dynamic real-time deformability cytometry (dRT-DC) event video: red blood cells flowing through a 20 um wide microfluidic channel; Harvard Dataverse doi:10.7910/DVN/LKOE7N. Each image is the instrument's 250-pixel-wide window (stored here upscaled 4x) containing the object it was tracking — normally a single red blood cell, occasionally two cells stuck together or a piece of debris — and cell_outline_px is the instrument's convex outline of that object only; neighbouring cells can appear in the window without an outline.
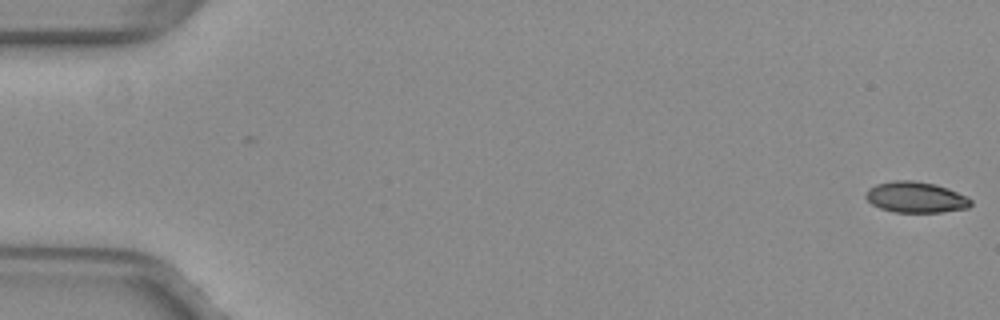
{"species": "common noctule bat (a hibernating species)", "species_latin": "Nyctalus noctula", "temperature_condition": "warm", "stored_images_in_passage": 2, "camera_frame_rate_fps": 3000, "um_per_image_px": 0.085, "animal": {"sex": "female", "body_mass_g": 29.2, "forearm_length_mm": 56.3}, "frame": {"image": 1, "passage_image": 2, "time_ms": 0.333, "image_size_px": [1000, 320], "cell_outline_px": [[972, 204], [968, 208], [940, 212], [896, 212], [880, 208], [872, 204], [864, 196], [864, 192], [868, 188], [876, 184], [892, 180], [912, 180], [936, 184], [948, 188], [968, 196], [972, 200]], "centroid_in_image_um": [77.84, 16.75], "position_along_channel_um": 7.2, "area_um2": 19.13}}